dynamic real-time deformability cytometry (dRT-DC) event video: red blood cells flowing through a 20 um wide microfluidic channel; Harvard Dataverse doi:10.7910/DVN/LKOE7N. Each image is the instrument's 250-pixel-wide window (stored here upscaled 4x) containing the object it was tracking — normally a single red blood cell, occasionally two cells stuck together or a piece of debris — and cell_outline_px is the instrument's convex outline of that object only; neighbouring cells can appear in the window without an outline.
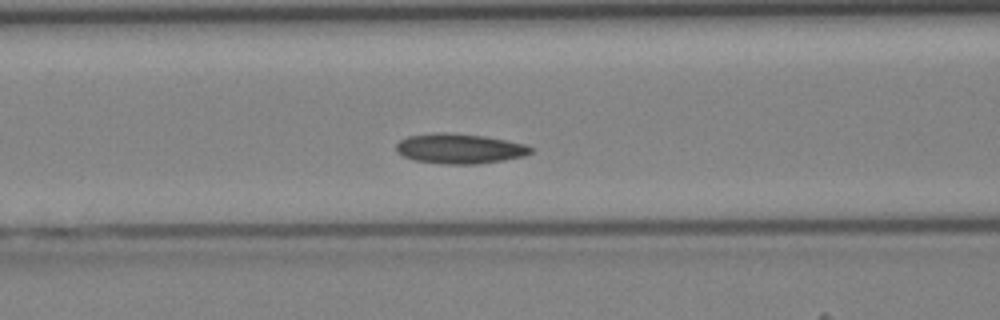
{"species": "Egyptian fruit bat (a non-hibernating species)", "species_latin": "Rousettus aegyptiacus", "temperature_condition": "cold", "stored_images_in_passage": 38, "camera_frame_rate_fps": 3000, "um_per_image_px": 0.085, "animal": {"sex": "female"}, "frame": {"image": 1, "passage_image": 12, "time_ms": 3.667, "image_size_px": [1000, 320], "cell_outline_px": [[536, 148], [532, 152], [524, 156], [504, 160], [476, 164], [440, 164], [412, 160], [396, 152], [396, 144], [400, 140], [408, 136], [440, 132], [444, 132], [484, 136], [528, 144]], "centroid_in_image_um": [39.09, 12.64], "position_along_channel_um": 127.5, "area_um2": 23.76}}
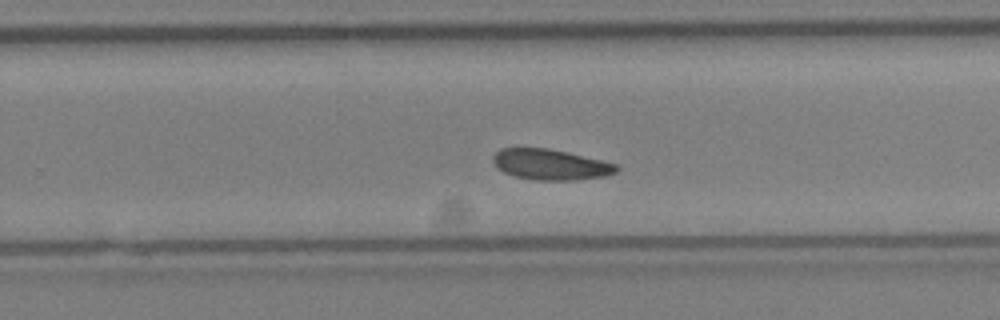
{"frame": {"image": 2, "passage_image": 22, "time_ms": 7.0, "image_size_px": [1000, 320], "cell_outline_px": [[620, 168], [616, 172], [604, 176], [576, 180], [536, 180], [512, 176], [496, 168], [492, 160], [492, 156], [500, 148], [548, 148], [568, 152], [616, 164]], "centroid_in_image_um": [46.75, 13.98], "position_along_channel_um": 283.0, "area_um2": 22.14}}
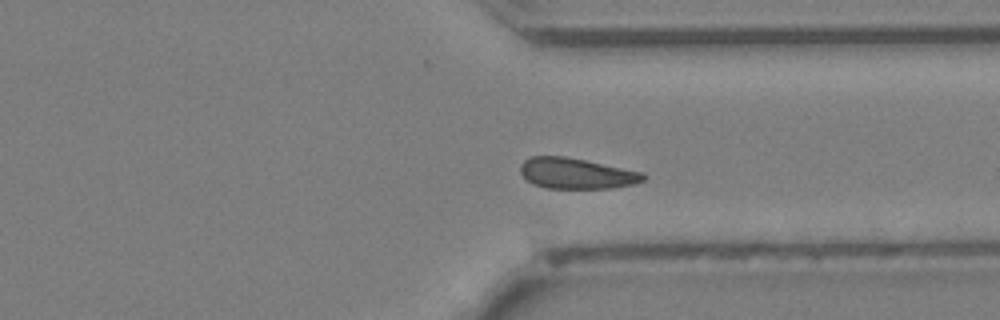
{"frame": {"image": 3, "passage_image": 27, "time_ms": 8.667, "image_size_px": [1000, 320], "cell_outline_px": [[648, 176], [644, 180], [636, 184], [612, 188], [544, 188], [532, 184], [520, 172], [520, 164], [524, 160], [532, 156], [564, 156], [644, 172]], "centroid_in_image_um": [49.02, 14.75], "position_along_channel_um": 362.4, "area_um2": 22.14}}